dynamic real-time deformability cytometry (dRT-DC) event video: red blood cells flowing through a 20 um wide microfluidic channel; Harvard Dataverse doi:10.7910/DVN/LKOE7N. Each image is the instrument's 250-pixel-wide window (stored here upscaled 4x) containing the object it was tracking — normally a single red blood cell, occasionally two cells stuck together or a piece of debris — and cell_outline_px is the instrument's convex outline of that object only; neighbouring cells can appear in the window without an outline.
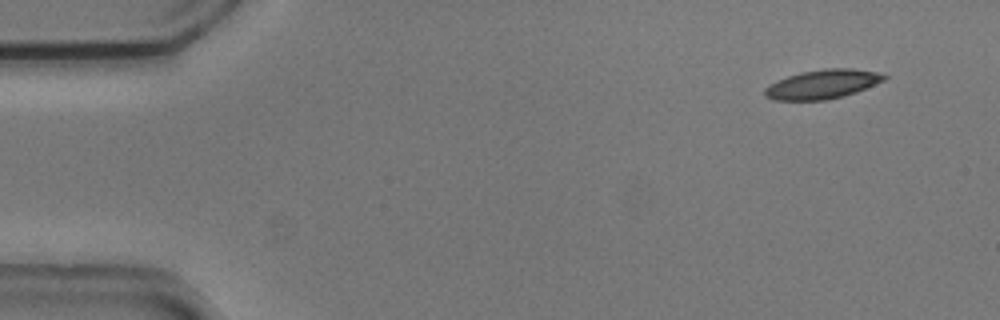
{"species": "common noctule bat (a hibernating species)", "species_latin": "Nyctalus noctula", "temperature_condition": "cold", "stored_images_in_passage": 51, "camera_frame_rate_fps": 3000, "um_per_image_px": 0.085, "animal": {"sex": "male", "body_mass_g": 20.5, "forearm_length_mm": 52.5}, "frame": {"image": 1, "passage_image": 1, "time_ms": 0.0, "image_size_px": [1000, 320], "cell_outline_px": [[888, 76], [884, 80], [856, 92], [824, 100], [772, 100], [764, 96], [764, 88], [788, 76], [800, 72], [824, 68], [852, 68], [876, 72]], "centroid_in_image_um": [69.89, 7.15], "position_along_channel_um": 15.1, "area_um2": 20.0}}
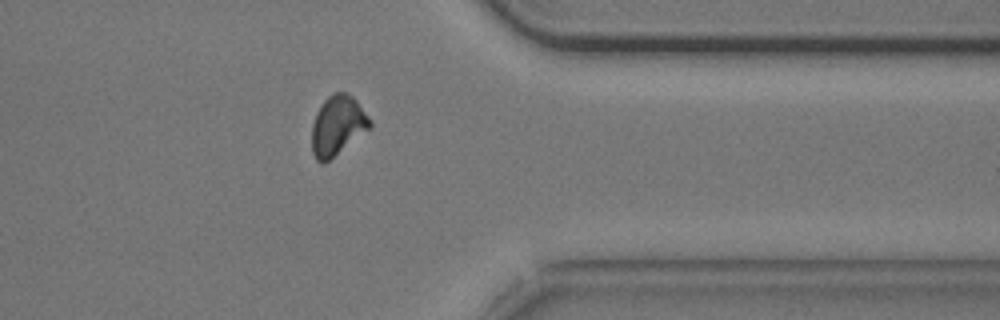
{"frame": {"image": 2, "passage_image": 40, "time_ms": 13.0, "image_size_px": [1000, 320], "cell_outline_px": [[372, 128], [324, 164], [320, 164], [316, 160], [312, 152], [312, 124], [316, 112], [324, 100], [328, 96], [336, 92], [348, 92], [356, 100], [372, 120]], "centroid_in_image_um": [28.71, 10.68], "position_along_channel_um": 382.7, "area_um2": 20.52}}
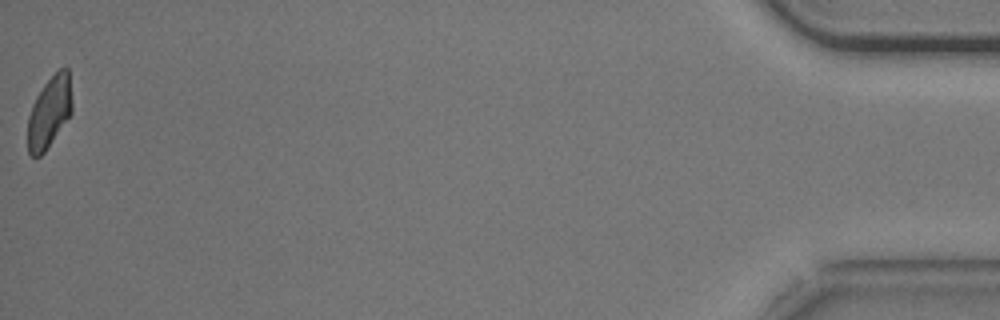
{"frame": {"image": 3, "passage_image": 51, "time_ms": 16.667, "image_size_px": [1000, 320], "cell_outline_px": [[72, 112], [44, 152], [40, 156], [32, 156], [28, 152], [28, 116], [32, 104], [36, 96], [44, 84], [60, 68], [68, 68], [72, 104]], "centroid_in_image_um": [4.19, 9.52], "position_along_channel_um": 431.0, "area_um2": 18.15}, "authors_computed_cell_mechanics": {"area_um2": 20.519, "velocity_mm_per_s": 3.7138, "shape_relaxation_time_tau1_ms": 4.1251, "shape_relaxation_time_tau2_ms": 10.8981, "deformation_change_tau1": 0.1195, "deformation_change_tau2": 0.1708}}